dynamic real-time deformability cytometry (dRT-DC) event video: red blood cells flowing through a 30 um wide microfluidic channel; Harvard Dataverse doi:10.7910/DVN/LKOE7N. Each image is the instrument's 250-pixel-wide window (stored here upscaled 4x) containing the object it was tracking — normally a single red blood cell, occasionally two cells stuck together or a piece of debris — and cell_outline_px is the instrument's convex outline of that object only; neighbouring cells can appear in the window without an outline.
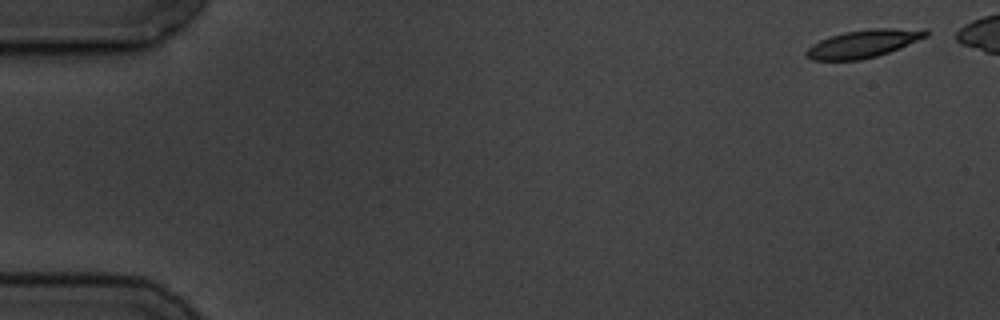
{"species": "common noctule bat (a hibernating species)", "species_latin": "Nyctalus noctula", "temperature_condition": "cold", "stored_images_in_passage": 5, "segment_of_instrument_passage": [1, 2], "camera_frame_rate_fps": 3000, "um_per_image_px": 0.085, "animal": {"sex": "male", "body_mass_g": 19.5, "forearm_length_mm": 54.6}, "frame": {"image": 1, "passage_image": 1, "time_ms": 0.0, "image_size_px": [1000, 320], "cell_outline_px": [[928, 36], [900, 48], [876, 56], [860, 60], [812, 60], [804, 52], [812, 44], [820, 40], [844, 32], [876, 28], [928, 28]], "centroid_in_image_um": [73.44, 3.7], "position_along_channel_um": 11.6, "area_um2": 19.36}}